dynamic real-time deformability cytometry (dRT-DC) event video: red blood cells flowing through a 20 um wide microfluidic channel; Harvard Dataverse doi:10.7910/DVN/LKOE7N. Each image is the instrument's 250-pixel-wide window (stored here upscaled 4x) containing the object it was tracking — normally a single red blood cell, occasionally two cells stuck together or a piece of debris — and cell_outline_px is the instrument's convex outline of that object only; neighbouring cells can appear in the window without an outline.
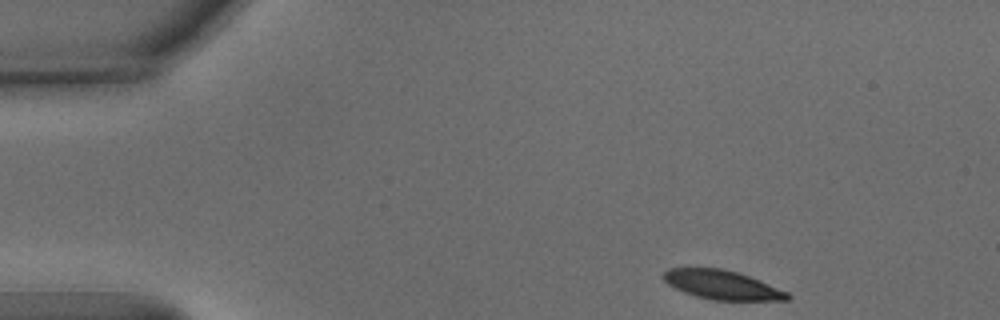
{"species": "common noctule bat (a hibernating species)", "species_latin": "Nyctalus noctula", "temperature_condition": "warm", "stored_images_in_passage": 39, "camera_frame_rate_fps": 3000, "um_per_image_px": 0.085, "animal": {"sex": "male", "body_mass_g": 15.6}, "frame": {"image": 1, "passage_image": 1, "time_ms": 0.0, "image_size_px": [1000, 320], "cell_outline_px": [[792, 296], [788, 300], [712, 300], [696, 296], [684, 292], [668, 284], [660, 276], [668, 268], [720, 268], [736, 272], [760, 280], [788, 292]], "centroid_in_image_um": [61.37, 24.21], "position_along_channel_um": 23.6, "area_um2": 20.92}}
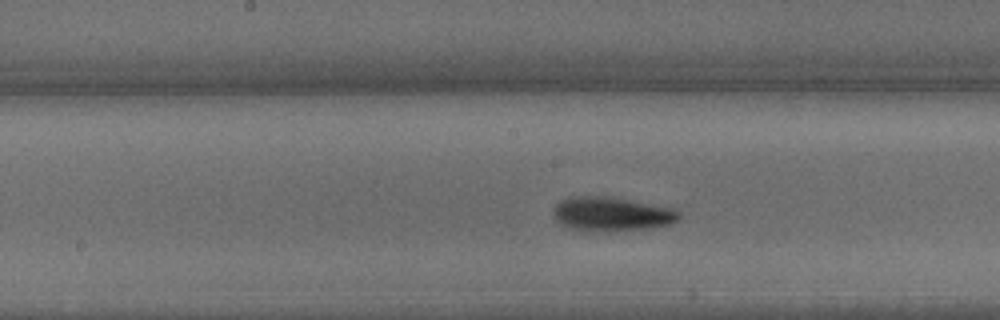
{"frame": {"image": 2, "passage_image": 21, "time_ms": 6.667, "image_size_px": [1000, 320], "cell_outline_px": [[680, 216], [676, 220], [668, 224], [648, 228], [608, 232], [588, 232], [568, 228], [560, 224], [552, 216], [552, 208], [560, 200], [568, 196], [604, 196], [672, 208], [680, 212]], "centroid_in_image_um": [51.87, 18.21], "position_along_channel_um": 196.3, "area_um2": 25.2}}
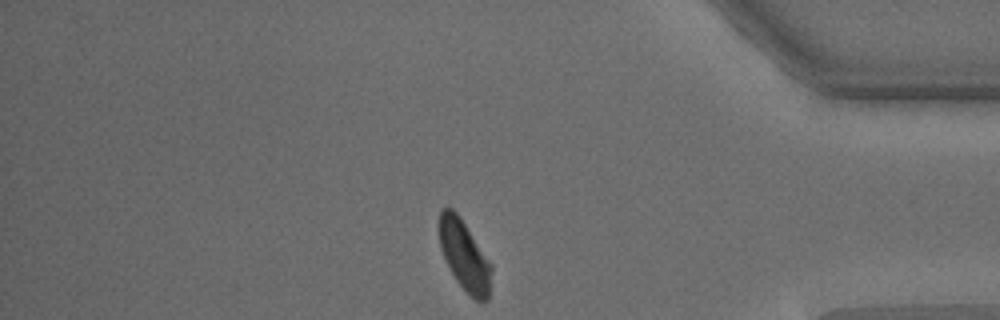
{"frame": {"image": 3, "passage_image": 39, "time_ms": 12.667, "image_size_px": [1000, 320], "cell_outline_px": [[492, 268], [488, 300], [480, 304], [456, 280], [440, 248], [440, 208], [452, 208], [460, 216], [492, 264]], "centroid_in_image_um": [39.51, 21.72], "position_along_channel_um": 395.7, "area_um2": 21.04}, "authors_computed_cell_mechanics": {"area_um2": 23.3512, "velocity_mm_per_s": 3.7955, "shape_relaxation_time_tau1_ms": 2.2759, "shape_relaxation_time_tau2_ms": 2.8548, "deformation_change_tau1": 0.1262, "deformation_change_tau2": 0.0799}}